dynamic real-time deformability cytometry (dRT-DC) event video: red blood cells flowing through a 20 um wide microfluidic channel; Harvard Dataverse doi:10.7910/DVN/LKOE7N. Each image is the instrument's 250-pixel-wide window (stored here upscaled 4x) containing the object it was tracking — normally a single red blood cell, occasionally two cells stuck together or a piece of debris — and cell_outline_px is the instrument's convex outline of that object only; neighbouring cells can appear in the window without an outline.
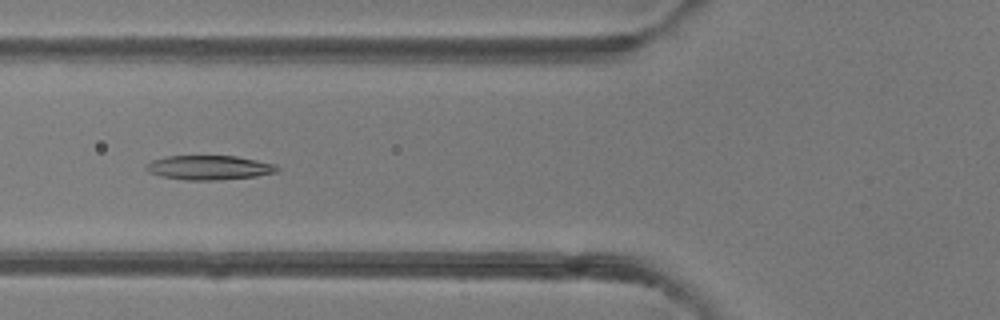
{"species": "common noctule bat (a hibernating species)", "species_latin": "Nyctalus noctula", "temperature_condition": "room temperature", "stored_images_in_passage": 5, "camera_frame_rate_fps": 3000, "um_per_image_px": 0.085, "animal": {"sex": "female"}, "frame": {"image": 1, "passage_image": 5, "time_ms": 4.667, "image_size_px": [1000, 320], "cell_outline_px": [[280, 168], [276, 172], [256, 176], [220, 180], [184, 180], [160, 176], [148, 172], [144, 168], [144, 164], [152, 160], [168, 156], [236, 156], [276, 164]], "centroid_in_image_um": [17.74, 14.25], "position_along_channel_um": 108.1, "area_um2": 18.73}}